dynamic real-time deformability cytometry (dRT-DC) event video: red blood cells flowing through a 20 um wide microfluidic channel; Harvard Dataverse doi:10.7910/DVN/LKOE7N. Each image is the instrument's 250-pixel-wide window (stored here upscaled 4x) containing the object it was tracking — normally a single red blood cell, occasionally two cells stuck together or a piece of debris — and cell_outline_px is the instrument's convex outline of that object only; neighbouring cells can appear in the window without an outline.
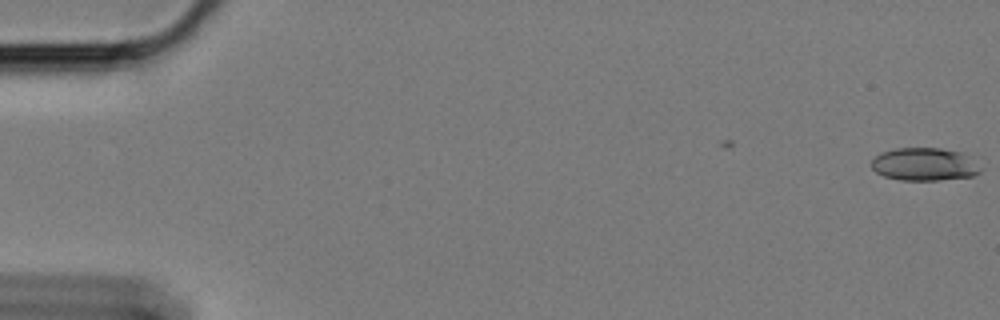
{"species": "Egyptian fruit bat (a non-hibernating species)", "species_latin": "Rousettus aegyptiacus", "temperature_condition": "cold", "stored_images_in_passage": 11, "camera_frame_rate_fps": 3000, "um_per_image_px": 0.085, "animal": {"sex": "female"}, "frame": {"image": 1, "passage_image": 1, "time_ms": 0.0, "image_size_px": [1000, 320], "cell_outline_px": [[980, 172], [972, 176], [940, 180], [900, 180], [884, 176], [876, 172], [872, 168], [872, 160], [880, 152], [896, 148], [940, 148], [960, 152], [980, 168]], "centroid_in_image_um": [78.51, 13.97], "position_along_channel_um": 6.5, "area_um2": 20.58}}